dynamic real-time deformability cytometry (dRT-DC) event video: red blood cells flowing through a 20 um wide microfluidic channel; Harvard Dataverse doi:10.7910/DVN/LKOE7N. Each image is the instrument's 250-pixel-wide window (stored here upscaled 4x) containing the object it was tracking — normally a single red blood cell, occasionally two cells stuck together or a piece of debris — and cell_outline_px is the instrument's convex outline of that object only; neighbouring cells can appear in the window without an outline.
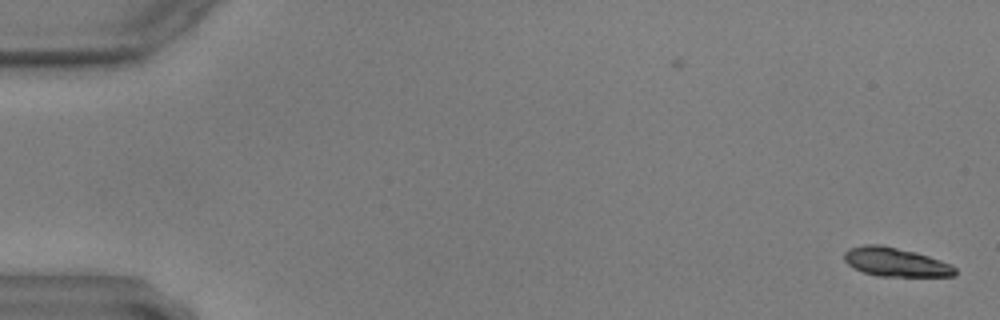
{"species": "common noctule bat (a hibernating species)", "species_latin": "Nyctalus noctula", "temperature_condition": "warm", "stored_images_in_passage": 58, "camera_frame_rate_fps": 3000, "um_per_image_px": 0.085, "animal": {"sex": "male", "body_mass_g": 17.9, "forearm_length_mm": 54.2}, "frame": {"image": 1, "passage_image": 1, "time_ms": 0.0, "image_size_px": [1000, 320], "cell_outline_px": [[956, 276], [876, 276], [852, 268], [844, 260], [844, 252], [848, 248], [864, 244], [880, 244], [916, 252], [952, 264], [956, 268]], "centroid_in_image_um": [76.1, 22.27], "position_along_channel_um": 8.9, "area_um2": 18.79}}
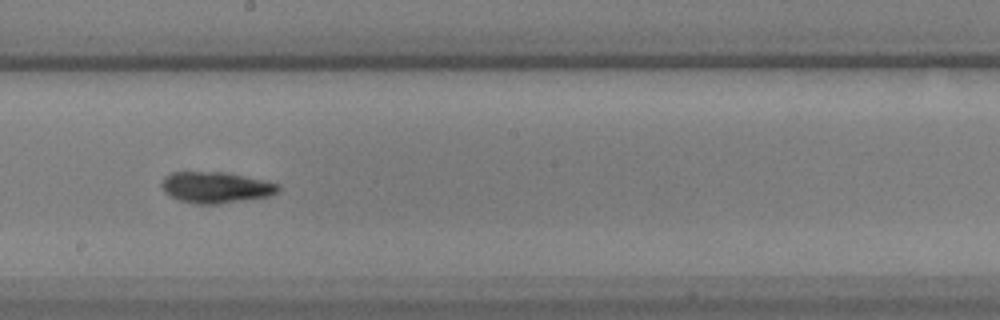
{"frame": {"image": 2, "passage_image": 33, "time_ms": 10.667, "image_size_px": [1000, 320], "cell_outline_px": [[280, 188], [276, 192], [268, 196], [220, 204], [192, 204], [180, 200], [164, 192], [160, 184], [164, 176], [172, 172], [224, 172], [244, 176], [280, 184]], "centroid_in_image_um": [18.3, 15.93], "position_along_channel_um": 229.9, "area_um2": 21.1}}
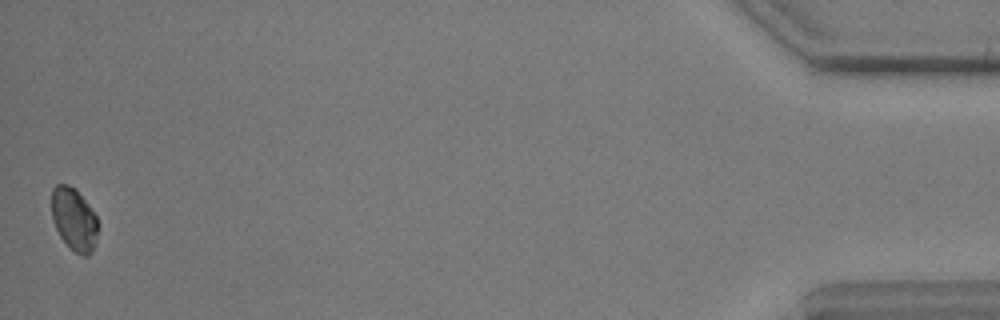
{"frame": {"image": 3, "passage_image": 58, "time_ms": 19.0, "image_size_px": [1000, 320], "cell_outline_px": [[96, 236], [92, 252], [88, 256], [84, 256], [76, 252], [60, 236], [52, 220], [52, 188], [56, 184], [68, 184], [76, 188], [88, 204], [96, 216]], "centroid_in_image_um": [6.27, 18.59], "position_along_channel_um": 428.9, "area_um2": 16.65}}